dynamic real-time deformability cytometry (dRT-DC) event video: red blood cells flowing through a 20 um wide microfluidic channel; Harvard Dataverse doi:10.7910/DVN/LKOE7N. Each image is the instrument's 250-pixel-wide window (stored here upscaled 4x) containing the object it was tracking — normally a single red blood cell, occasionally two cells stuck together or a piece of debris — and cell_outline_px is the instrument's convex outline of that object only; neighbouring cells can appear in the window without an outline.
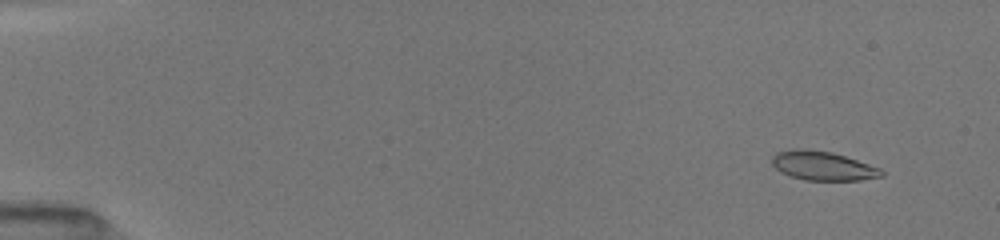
{"species": "common noctule bat (a hibernating species)", "species_latin": "Nyctalus noctula", "temperature_condition": "room temperature", "stored_images_in_passage": 52, "camera_frame_rate_fps": 3000, "um_per_image_px": 0.085, "animal": {"sex": "female", "body_mass_g": 19.5, "forearm_length_mm": 54.1}, "frame": {"image": 1, "passage_image": 5, "time_ms": 1.333, "image_size_px": [1000, 240], "cell_outline_px": [[884, 176], [860, 180], [804, 180], [792, 176], [776, 168], [772, 164], [772, 156], [776, 152], [832, 152], [880, 168], [884, 172]], "centroid_in_image_um": [70.03, 14.15], "position_along_channel_um": 15.0, "area_um2": 17.46}}
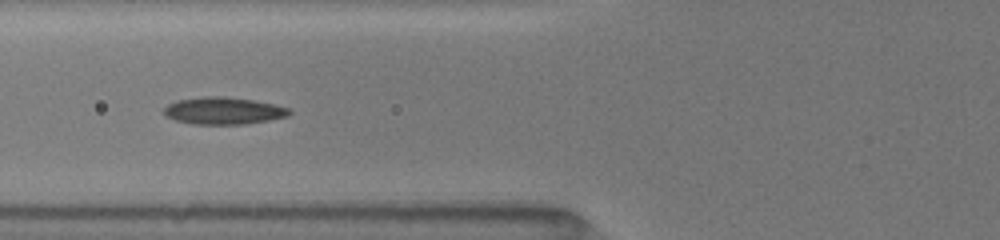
{"frame": {"image": 2, "passage_image": 22, "time_ms": 7.0, "image_size_px": [1000, 240], "cell_outline_px": [[292, 112], [288, 116], [268, 120], [244, 124], [192, 124], [176, 120], [164, 116], [164, 108], [168, 104], [176, 100], [204, 96], [224, 96], [252, 100], [276, 104], [288, 108]], "centroid_in_image_um": [18.98, 9.41], "position_along_channel_um": 106.8, "area_um2": 19.88}}
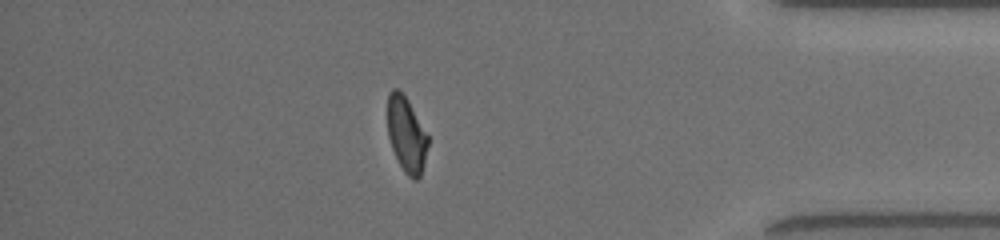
{"frame": {"image": 3, "passage_image": 46, "time_ms": 15.0, "image_size_px": [1000, 240], "cell_outline_px": [[428, 144], [424, 164], [420, 176], [416, 180], [412, 180], [404, 172], [392, 148], [388, 136], [388, 92], [392, 88], [396, 88], [408, 100], [428, 136]], "centroid_in_image_um": [34.55, 11.45], "position_along_channel_um": 400.7, "area_um2": 17.51}, "authors_computed_cell_mechanics": {"area_um2": 18.9295, "velocity_mm_per_s": 4.0378, "shape_relaxation_time_tau1_ms": null, "shape_relaxation_time_tau2_ms": 1.9771, "deformation_change_tau1": null, "deformation_change_tau2": 0.0856}}